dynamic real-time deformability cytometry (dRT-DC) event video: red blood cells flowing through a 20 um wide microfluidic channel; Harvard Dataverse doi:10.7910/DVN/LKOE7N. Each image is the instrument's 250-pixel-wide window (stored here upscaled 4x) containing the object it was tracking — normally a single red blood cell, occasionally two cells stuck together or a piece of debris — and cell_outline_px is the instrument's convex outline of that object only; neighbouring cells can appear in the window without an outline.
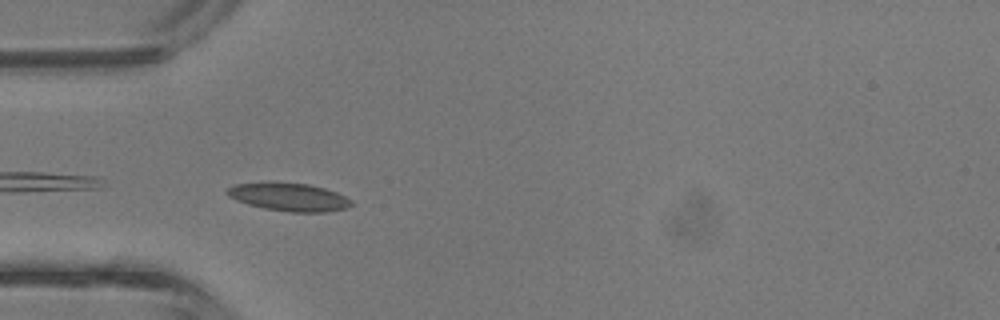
{"species": "common noctule bat (a hibernating species)", "species_latin": "Nyctalus noctula", "temperature_condition": "room temperature", "stored_images_in_passage": 5, "camera_frame_rate_fps": 3000, "um_per_image_px": 0.085, "animal": {"sex": "male", "body_mass_g": 13.3}, "frame": {"image": 1, "passage_image": 3, "time_ms": 0.667, "image_size_px": [1000, 320], "cell_outline_px": [[352, 204], [348, 208], [324, 212], [288, 212], [264, 208], [248, 204], [236, 200], [228, 196], [224, 192], [228, 188], [236, 184], [308, 184], [324, 188], [336, 192], [352, 200]], "centroid_in_image_um": [24.6, 16.78], "position_along_channel_um": 60.4, "area_um2": 19.71}}
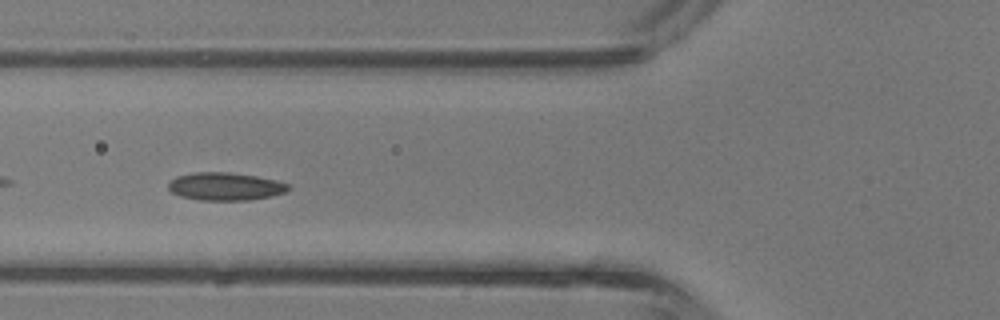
{"frame": {"image": 2, "passage_image": 4, "time_ms": 1.0, "image_size_px": [1000, 320], "cell_outline_px": [[292, 188], [288, 192], [272, 196], [248, 200], [200, 200], [180, 196], [172, 192], [168, 188], [168, 180], [176, 176], [196, 172], [228, 172], [256, 176], [276, 180], [288, 184]], "centroid_in_image_um": [19.16, 15.84], "position_along_channel_um": 106.6, "area_um2": 19.65}}
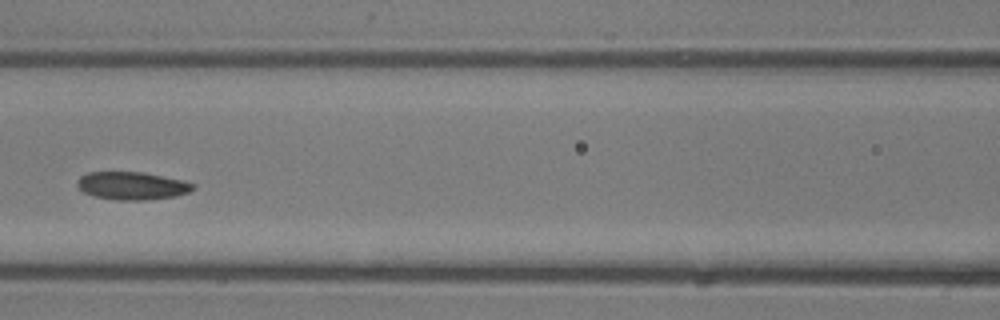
{"frame": {"image": 3, "passage_image": 5, "time_ms": 1.333, "image_size_px": [1000, 320], "cell_outline_px": [[196, 188], [188, 192], [176, 196], [144, 200], [116, 200], [92, 196], [84, 192], [76, 184], [80, 176], [88, 172], [144, 172], [184, 180], [196, 184]], "centroid_in_image_um": [11.25, 15.78], "position_along_channel_um": 155.4, "area_um2": 18.96}}